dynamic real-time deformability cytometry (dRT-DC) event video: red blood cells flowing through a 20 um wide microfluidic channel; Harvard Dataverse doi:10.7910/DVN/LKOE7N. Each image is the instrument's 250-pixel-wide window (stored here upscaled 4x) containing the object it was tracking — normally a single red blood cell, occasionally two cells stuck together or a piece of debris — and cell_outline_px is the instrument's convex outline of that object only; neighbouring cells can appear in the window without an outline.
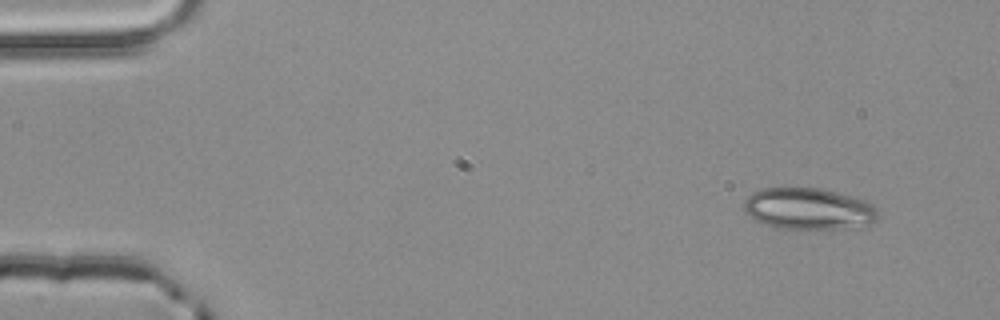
{"species": "common noctule bat (a hibernating species)", "species_latin": "Nyctalus noctula", "temperature_condition": "room temperature", "stored_images_in_passage": 3, "camera_frame_rate_fps": 3000, "um_per_image_px": 0.085, "animal": {"sex": "male", "body_mass_g": 20.4}, "frame": {"image": 1, "passage_image": 1, "time_ms": 0.0, "image_size_px": [1000, 320], "cell_outline_px": [[880, 216], [876, 220], [868, 224], [836, 228], [776, 228], [764, 224], [756, 220], [744, 212], [744, 200], [752, 192], [764, 188], [820, 188], [836, 192], [864, 200], [872, 204], [880, 212]], "centroid_in_image_um": [68.7, 17.73], "position_along_channel_um": 16.3, "area_um2": 32.19}}